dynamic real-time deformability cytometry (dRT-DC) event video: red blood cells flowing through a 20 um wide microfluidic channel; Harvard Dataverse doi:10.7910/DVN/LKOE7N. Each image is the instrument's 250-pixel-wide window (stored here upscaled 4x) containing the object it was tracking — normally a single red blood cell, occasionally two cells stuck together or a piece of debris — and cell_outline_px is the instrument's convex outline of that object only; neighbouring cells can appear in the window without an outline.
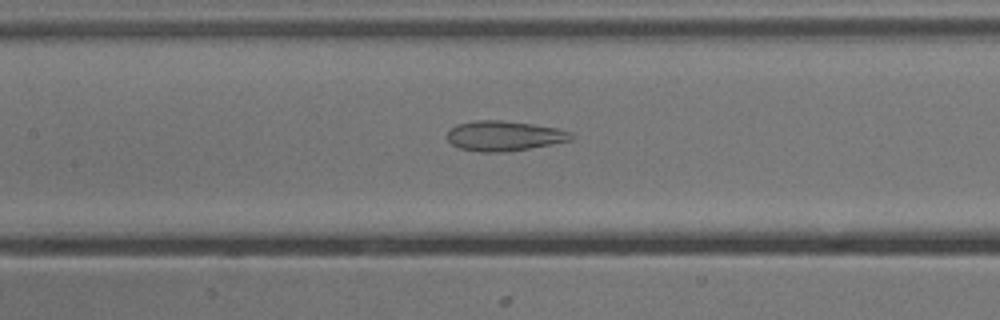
{"species": "common noctule bat (a hibernating species)", "species_latin": "Nyctalus noctula", "temperature_condition": "cold", "stored_images_in_passage": 28, "camera_frame_rate_fps": 3000, "um_per_image_px": 0.085, "animal": {"sex": "male", "body_mass_g": 13.3}, "frame": {"image": 1, "passage_image": 8, "time_ms": 2.333, "image_size_px": [1000, 320], "cell_outline_px": [[576, 136], [572, 140], [552, 144], [504, 152], [480, 152], [460, 148], [452, 144], [448, 140], [448, 132], [456, 124], [476, 120], [500, 120], [532, 124], [556, 128], [572, 132]], "centroid_in_image_um": [42.88, 11.55], "position_along_channel_um": 164.5, "area_um2": 21.62}}
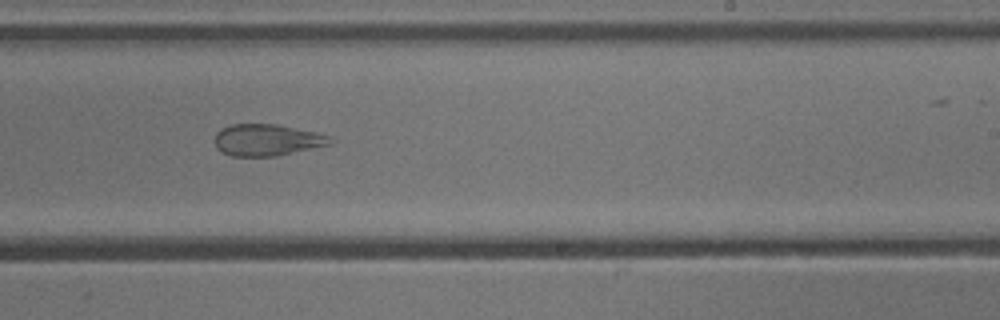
{"frame": {"image": 2, "passage_image": 16, "time_ms": 5.0, "image_size_px": [1000, 320], "cell_outline_px": [[336, 140], [332, 144], [276, 156], [232, 156], [216, 148], [216, 132], [220, 128], [232, 124], [276, 124], [316, 132], [332, 136]], "centroid_in_image_um": [22.74, 11.89], "position_along_channel_um": 266.3, "area_um2": 21.39}}
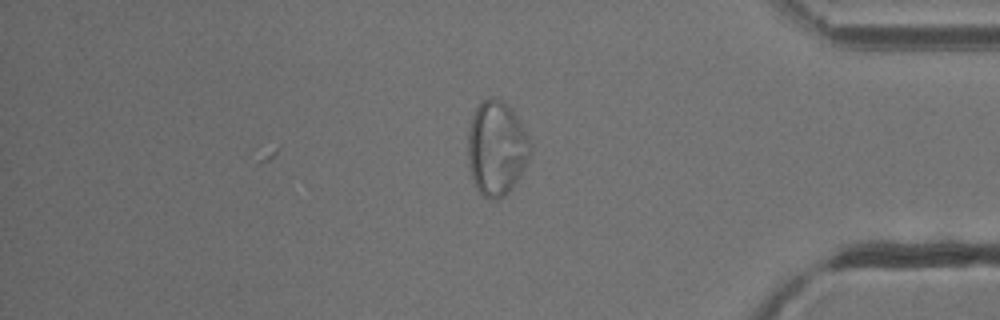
{"frame": {"image": 3, "passage_image": 28, "time_ms": 9.0, "image_size_px": [1000, 320], "cell_outline_px": [[532, 152], [528, 160], [516, 180], [508, 192], [496, 200], [488, 200], [476, 188], [468, 164], [468, 132], [472, 116], [480, 100], [488, 96], [492, 96], [508, 104], [516, 116], [528, 136], [532, 144]], "centroid_in_image_um": [42.19, 12.57], "position_along_channel_um": 393.0, "area_um2": 34.39}}